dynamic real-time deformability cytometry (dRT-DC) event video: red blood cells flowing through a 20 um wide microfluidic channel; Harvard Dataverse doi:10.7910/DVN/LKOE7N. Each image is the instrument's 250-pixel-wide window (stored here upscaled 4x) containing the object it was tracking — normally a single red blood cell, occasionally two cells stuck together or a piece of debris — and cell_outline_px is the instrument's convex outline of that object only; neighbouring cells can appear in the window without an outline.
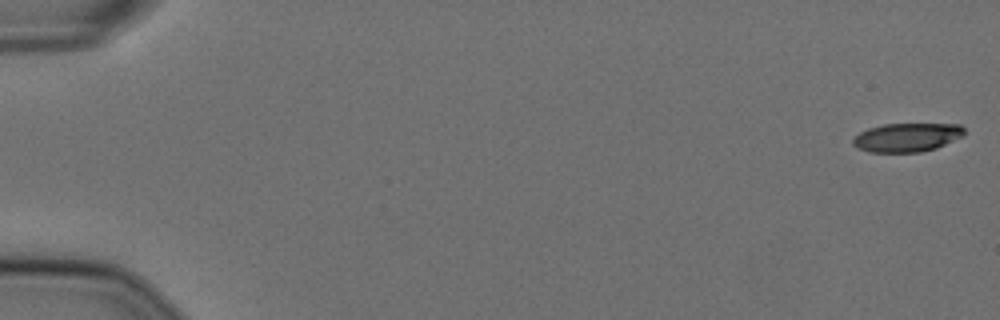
{"species": "Egyptian fruit bat (a non-hibernating species)", "species_latin": "Rousettus aegyptiacus", "temperature_condition": "cold", "stored_images_in_passage": 14, "camera_frame_rate_fps": 3000, "um_per_image_px": 0.085, "animal": {"sex": "female"}, "frame": {"image": 1, "passage_image": 1, "time_ms": 0.0, "image_size_px": [1000, 320], "cell_outline_px": [[964, 136], [936, 148], [920, 152], [868, 152], [856, 148], [852, 144], [852, 140], [860, 132], [868, 128], [884, 124], [960, 124], [964, 128]], "centroid_in_image_um": [77.08, 11.68], "position_along_channel_um": 7.9, "area_um2": 18.73}}